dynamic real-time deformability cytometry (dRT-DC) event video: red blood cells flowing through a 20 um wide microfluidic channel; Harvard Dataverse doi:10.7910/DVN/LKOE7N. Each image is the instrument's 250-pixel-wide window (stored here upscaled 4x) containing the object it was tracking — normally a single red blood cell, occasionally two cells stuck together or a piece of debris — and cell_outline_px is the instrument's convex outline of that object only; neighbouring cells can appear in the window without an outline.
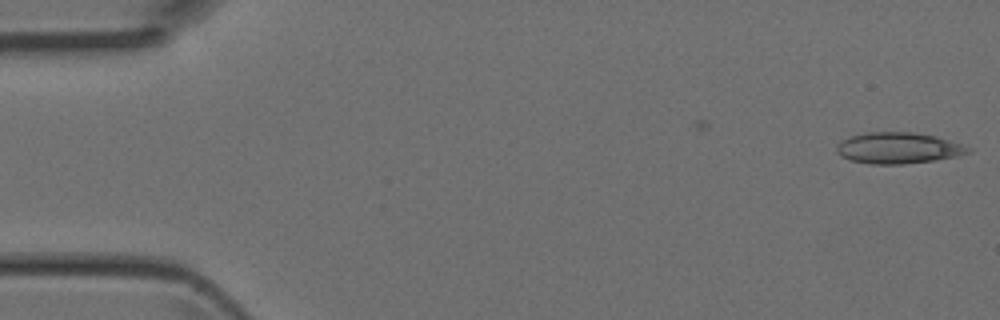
{"species": "Egyptian fruit bat (a non-hibernating species)", "species_latin": "Rousettus aegyptiacus", "temperature_condition": "room temperature", "stored_images_in_passage": 2, "camera_frame_rate_fps": 3000, "um_per_image_px": 0.085, "animal": {"sex": "female"}, "frame": {"image": 1, "passage_image": 2, "time_ms": 0.333, "image_size_px": [1000, 320], "cell_outline_px": [[972, 152], [960, 156], [936, 160], [904, 164], [872, 164], [852, 160], [840, 156], [836, 152], [836, 144], [848, 136], [868, 132], [912, 132], [936, 136], [972, 148]], "centroid_in_image_um": [76.35, 12.58], "position_along_channel_um": 8.6, "area_um2": 24.04}}